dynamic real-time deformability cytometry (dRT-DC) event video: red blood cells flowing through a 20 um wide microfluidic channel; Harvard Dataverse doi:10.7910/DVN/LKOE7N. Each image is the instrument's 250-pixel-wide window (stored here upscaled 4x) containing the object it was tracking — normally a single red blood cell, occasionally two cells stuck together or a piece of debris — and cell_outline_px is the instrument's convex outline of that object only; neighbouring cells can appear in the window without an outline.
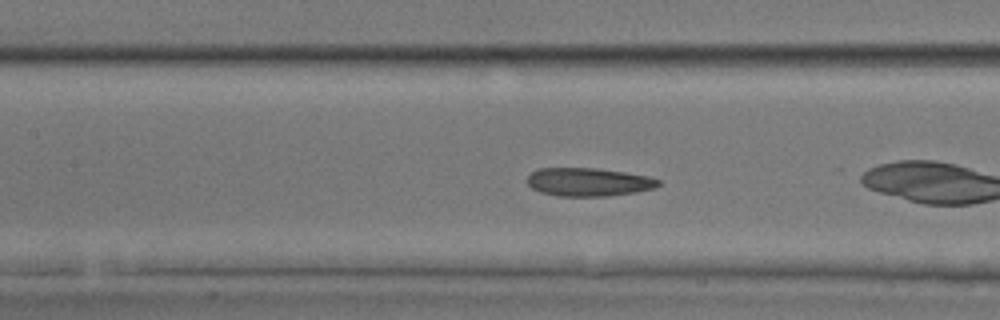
{"species": "common noctule bat (a hibernating species)", "species_latin": "Nyctalus noctula", "temperature_condition": "room temperature", "stored_images_in_passage": 18, "camera_frame_rate_fps": 3000, "um_per_image_px": 0.085, "animal": {"sex": "male", "body_mass_g": 17.9, "forearm_length_mm": 54.2}, "frame": {"image": 1, "passage_image": 6, "time_ms": 1.667, "image_size_px": [1000, 320], "cell_outline_px": [[660, 184], [656, 188], [636, 192], [604, 196], [556, 196], [540, 192], [532, 188], [528, 184], [528, 176], [536, 168], [596, 168], [624, 172], [648, 176], [660, 180]], "centroid_in_image_um": [50.02, 15.47], "position_along_channel_um": 157.4, "area_um2": 21.68}}